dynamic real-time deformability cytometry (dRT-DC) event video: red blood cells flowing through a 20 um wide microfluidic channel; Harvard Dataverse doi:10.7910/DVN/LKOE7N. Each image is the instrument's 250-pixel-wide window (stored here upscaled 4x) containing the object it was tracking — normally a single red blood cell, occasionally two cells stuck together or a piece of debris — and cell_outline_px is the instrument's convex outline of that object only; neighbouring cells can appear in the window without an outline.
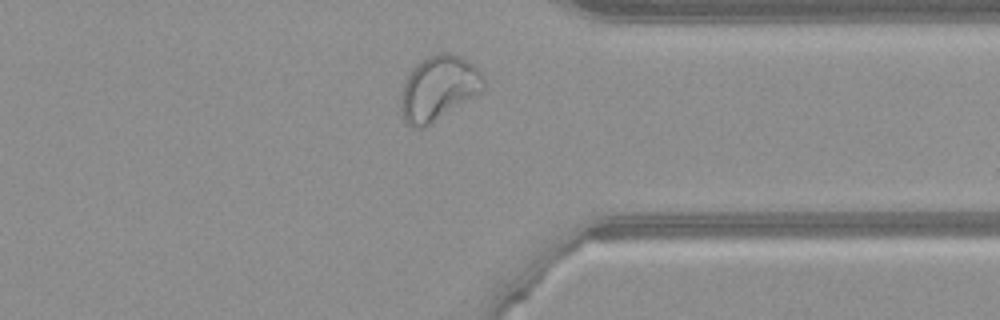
{"species": "common noctule bat (a hibernating species)", "species_latin": "Nyctalus noctula", "temperature_condition": "warm", "stored_images_in_passage": 42, "camera_frame_rate_fps": 3000, "um_per_image_px": 0.085, "animal": {"sex": "female", "body_mass_g": 21.9}, "frame": {"image": 1, "passage_image": 30, "time_ms": 9.667, "image_size_px": [1000, 320], "cell_outline_px": [[484, 88], [480, 92], [432, 124], [424, 128], [412, 128], [404, 124], [400, 112], [400, 96], [404, 80], [412, 68], [416, 64], [428, 56], [440, 52], [448, 52], [460, 56], [468, 60], [480, 68], [484, 76]], "centroid_in_image_um": [37.24, 7.51], "position_along_channel_um": 374.2, "area_um2": 31.85}}